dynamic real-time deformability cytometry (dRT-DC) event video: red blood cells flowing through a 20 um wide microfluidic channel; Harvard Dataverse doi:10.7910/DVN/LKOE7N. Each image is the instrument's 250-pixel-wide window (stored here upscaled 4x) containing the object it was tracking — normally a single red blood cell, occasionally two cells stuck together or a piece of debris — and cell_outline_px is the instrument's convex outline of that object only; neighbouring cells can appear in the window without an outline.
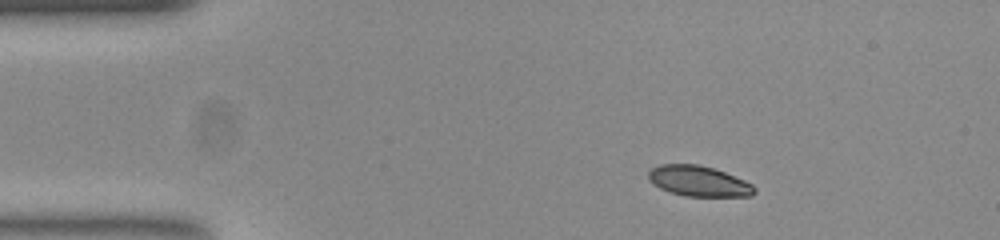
{"species": "common noctule bat (a hibernating species)", "species_latin": "Nyctalus noctula", "temperature_condition": "room temperature", "stored_images_in_passage": 45, "camera_frame_rate_fps": 3000, "um_per_image_px": 0.085, "animal": {"sex": "female", "body_mass_g": 23.0, "forearm_length_mm": 53.4}, "frame": {"image": 1, "passage_image": 1, "time_ms": 0.0, "image_size_px": [1000, 240], "cell_outline_px": [[756, 192], [752, 196], [684, 196], [660, 188], [648, 180], [648, 172], [652, 168], [660, 164], [696, 164], [712, 168], [724, 172], [744, 180], [752, 184], [756, 188]], "centroid_in_image_um": [59.39, 15.4], "position_along_channel_um": 25.6, "area_um2": 18.73}}
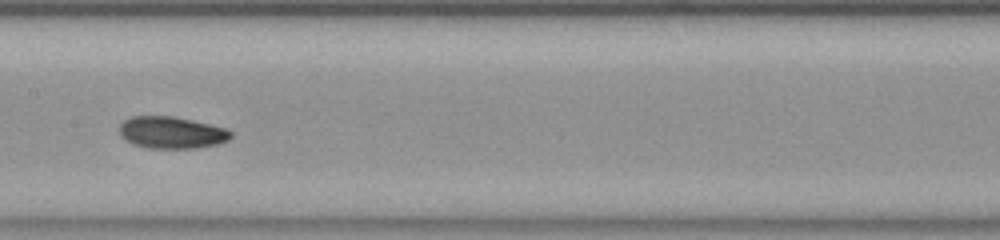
{"frame": {"image": 2, "passage_image": 19, "time_ms": 6.0, "image_size_px": [1000, 240], "cell_outline_px": [[232, 136], [228, 140], [216, 144], [196, 148], [144, 148], [132, 144], [124, 140], [120, 136], [120, 124], [124, 120], [132, 116], [172, 116], [192, 120], [228, 128], [232, 132]], "centroid_in_image_um": [14.57, 11.27], "position_along_channel_um": 192.8, "area_um2": 20.92}}
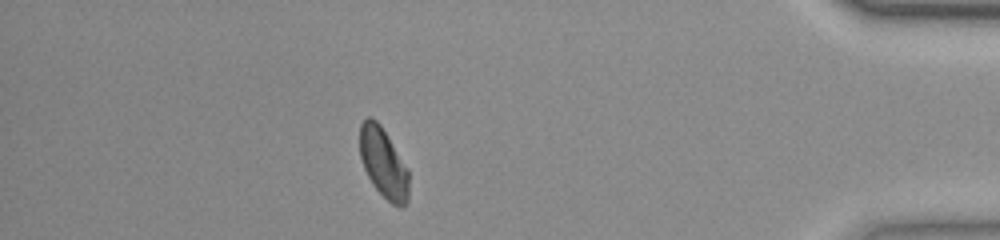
{"frame": {"image": 3, "passage_image": 39, "time_ms": 12.667, "image_size_px": [1000, 240], "cell_outline_px": [[408, 200], [400, 208], [392, 204], [372, 184], [364, 168], [360, 156], [360, 124], [368, 116], [372, 116], [380, 124], [408, 168]], "centroid_in_image_um": [32.59, 13.83], "position_along_channel_um": 402.6, "area_um2": 19.83}, "authors_computed_cell_mechanics": {"area_um2": 19.9988, "velocity_mm_per_s": 3.8592, "shape_relaxation_time_tau1_ms": 2.5043, "shape_relaxation_time_tau2_ms": 6.0172, "deformation_change_tau1": 0.0868, "deformation_change_tau2": 0.072}}